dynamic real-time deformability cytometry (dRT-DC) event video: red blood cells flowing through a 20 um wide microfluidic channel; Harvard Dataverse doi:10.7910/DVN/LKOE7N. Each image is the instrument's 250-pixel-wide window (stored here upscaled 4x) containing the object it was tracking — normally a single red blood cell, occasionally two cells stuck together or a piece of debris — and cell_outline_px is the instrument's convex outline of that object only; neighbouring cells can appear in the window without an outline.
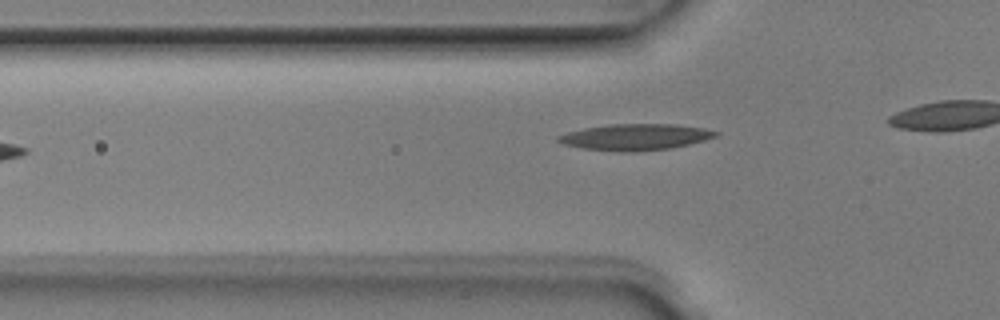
{"species": "Egyptian fruit bat (a non-hibernating species)", "species_latin": "Rousettus aegyptiacus", "temperature_condition": "room temperature", "stored_images_in_passage": 7, "camera_frame_rate_fps": 3000, "um_per_image_px": 0.085, "animal": {"sex": "male"}, "frame": {"image": 1, "passage_image": 7, "time_ms": 2.0, "image_size_px": [1000, 320], "cell_outline_px": [[720, 132], [716, 136], [704, 140], [688, 144], [668, 148], [636, 152], [620, 152], [584, 148], [564, 144], [556, 140], [556, 136], [568, 132], [584, 128], [608, 124], [676, 124], [704, 128]], "centroid_in_image_um": [53.99, 11.64], "position_along_channel_um": 71.8, "area_um2": 23.99}}